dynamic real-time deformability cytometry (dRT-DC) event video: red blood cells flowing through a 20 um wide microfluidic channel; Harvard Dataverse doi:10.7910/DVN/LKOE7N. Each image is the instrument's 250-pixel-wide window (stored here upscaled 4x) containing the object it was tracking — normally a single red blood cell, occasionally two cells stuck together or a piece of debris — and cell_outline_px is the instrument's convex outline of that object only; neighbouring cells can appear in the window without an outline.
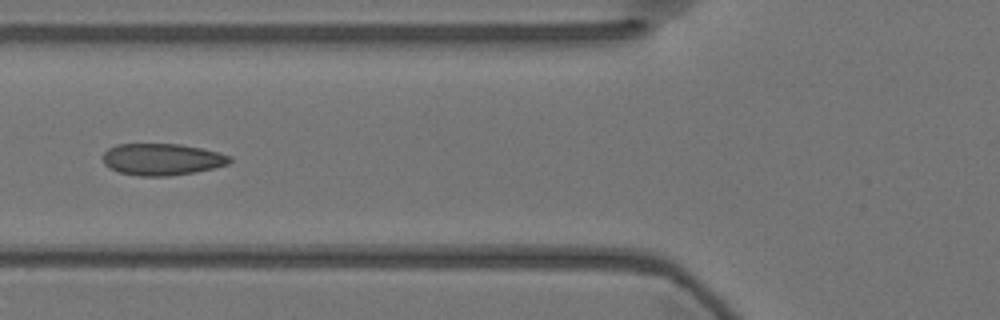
{"species": "Egyptian fruit bat (a non-hibernating species)", "species_latin": "Rousettus aegyptiacus", "temperature_condition": "warm", "stored_images_in_passage": 46, "camera_frame_rate_fps": 3000, "um_per_image_px": 0.085, "animal": {"sex": "female"}, "frame": {"image": 1, "passage_image": 11, "time_ms": 3.333, "image_size_px": [1000, 320], "cell_outline_px": [[232, 160], [228, 164], [212, 168], [192, 172], [168, 176], [140, 176], [120, 172], [104, 164], [104, 152], [108, 148], [116, 144], [180, 144], [220, 152], [232, 156]], "centroid_in_image_um": [13.79, 13.53], "position_along_channel_um": 112.0, "area_um2": 23.29}}
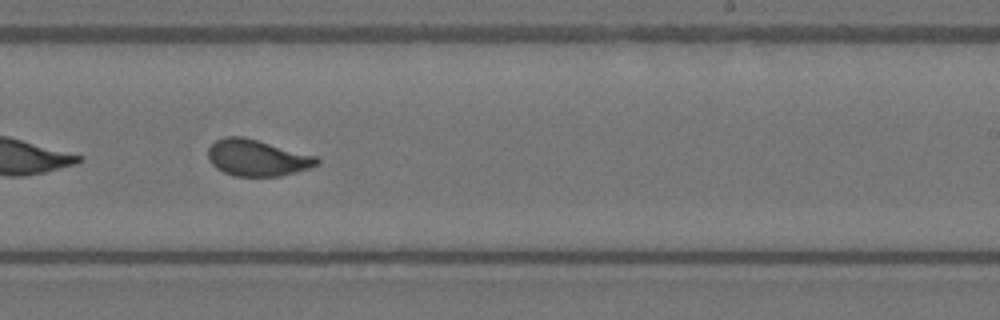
{"frame": {"image": 2, "passage_image": 24, "time_ms": 7.667, "image_size_px": [1000, 320], "cell_outline_px": [[320, 164], [308, 168], [280, 176], [236, 176], [224, 172], [216, 168], [208, 160], [208, 148], [216, 140], [224, 136], [244, 136], [316, 156], [320, 160]], "centroid_in_image_um": [21.83, 13.4], "position_along_channel_um": 267.2, "area_um2": 23.06}}
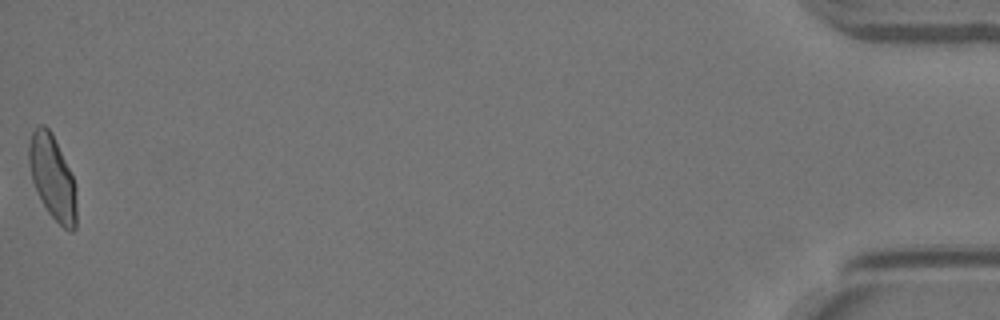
{"frame": {"image": 3, "passage_image": 46, "time_ms": 15.0, "image_size_px": [1000, 320], "cell_outline_px": [[76, 228], [72, 232], [68, 232], [48, 212], [32, 180], [28, 160], [28, 144], [32, 132], [40, 124], [44, 124], [52, 132], [72, 176], [76, 188]], "centroid_in_image_um": [4.46, 15.07], "position_along_channel_um": 430.7, "area_um2": 23.12}, "authors_computed_cell_mechanics": {"area_um2": 23.12, "velocity_mm_per_s": 3.5799, "shape_relaxation_time_tau1_ms": 5.7307, "shape_relaxation_time_tau2_ms": 0.7517, "deformation_change_tau1": 0.1381, "deformation_change_tau2": 0.067}}